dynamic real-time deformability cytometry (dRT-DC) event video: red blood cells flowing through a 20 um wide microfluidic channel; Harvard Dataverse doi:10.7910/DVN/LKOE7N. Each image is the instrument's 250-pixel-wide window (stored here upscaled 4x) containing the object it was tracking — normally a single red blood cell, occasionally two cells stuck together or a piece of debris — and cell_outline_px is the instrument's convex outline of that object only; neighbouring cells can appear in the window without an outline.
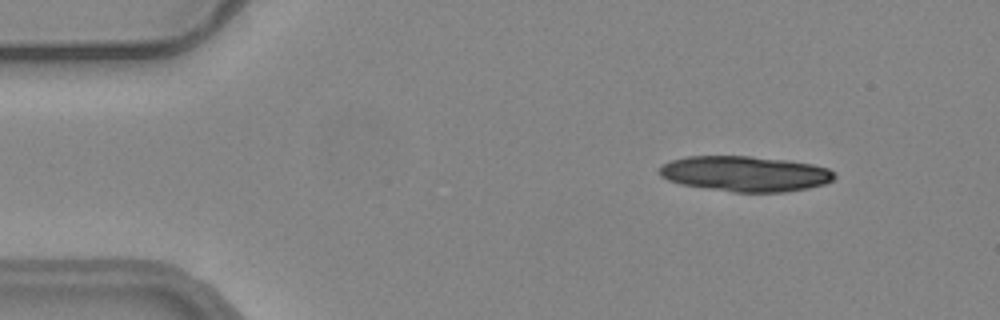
{"species": "common noctule bat (a hibernating species)", "species_latin": "Nyctalus noctula", "temperature_condition": "warm", "stored_images_in_passage": 15, "camera_frame_rate_fps": 3000, "um_per_image_px": 0.085, "animal": {"sex": "female", "body_mass_g": 24.6, "forearm_length_mm": 56.2}, "frame": {"image": 1, "passage_image": 1, "time_ms": 0.0, "image_size_px": [1000, 320], "cell_outline_px": [[836, 176], [832, 180], [824, 184], [808, 188], [784, 192], [732, 192], [680, 184], [668, 180], [660, 176], [656, 172], [664, 164], [672, 160], [688, 156], [752, 156], [788, 160], [812, 164], [828, 168], [836, 172]], "centroid_in_image_um": [63.34, 14.77], "position_along_channel_um": 21.7, "area_um2": 36.3}}